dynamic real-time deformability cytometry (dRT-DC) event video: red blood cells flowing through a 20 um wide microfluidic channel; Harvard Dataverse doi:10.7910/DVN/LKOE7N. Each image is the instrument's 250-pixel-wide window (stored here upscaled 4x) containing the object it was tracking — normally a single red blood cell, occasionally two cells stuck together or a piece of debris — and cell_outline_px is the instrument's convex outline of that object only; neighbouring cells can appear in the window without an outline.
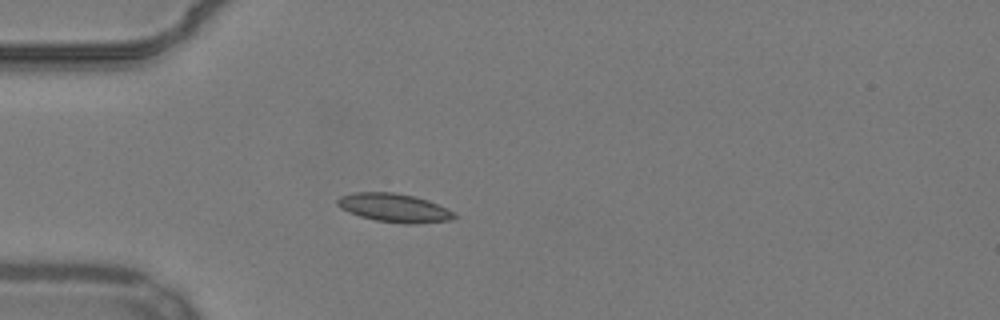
{"species": "common noctule bat (a hibernating species)", "species_latin": "Nyctalus noctula", "temperature_condition": "warm", "stored_images_in_passage": 39, "camera_frame_rate_fps": 3000, "um_per_image_px": 0.085, "animal": {"sex": "male", "body_mass_g": 19.2, "forearm_length_mm": 51.8}, "frame": {"image": 1, "passage_image": 1, "time_ms": 0.0, "image_size_px": [1000, 320], "cell_outline_px": [[456, 216], [452, 220], [412, 224], [404, 224], [376, 220], [360, 216], [348, 212], [340, 208], [336, 204], [336, 200], [340, 196], [356, 192], [396, 192], [416, 196], [428, 200], [448, 208], [456, 212]], "centroid_in_image_um": [33.53, 17.66], "position_along_channel_um": 51.5, "area_um2": 19.71}}
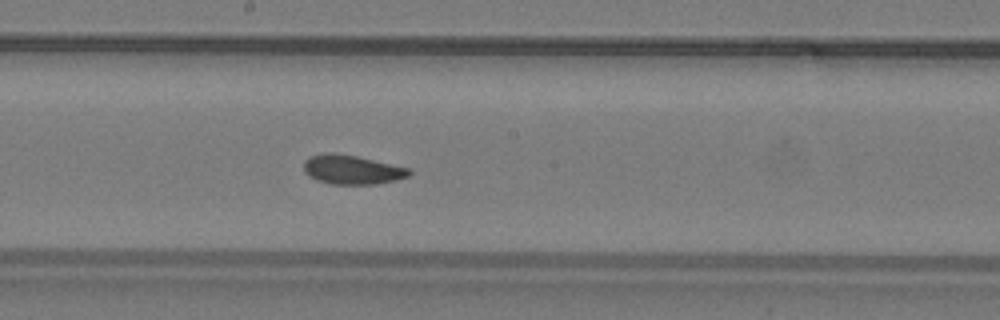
{"frame": {"image": 2, "passage_image": 15, "time_ms": 4.667, "image_size_px": [1000, 320], "cell_outline_px": [[412, 172], [408, 176], [396, 180], [376, 184], [332, 184], [316, 180], [308, 176], [304, 172], [304, 160], [308, 156], [324, 152], [332, 152], [356, 156], [408, 168]], "centroid_in_image_um": [29.85, 14.41], "position_along_channel_um": 218.3, "area_um2": 17.98}}
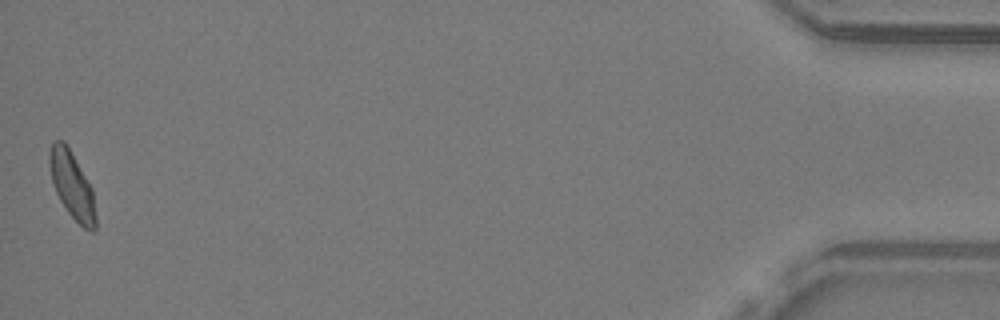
{"frame": {"image": 3, "passage_image": 39, "time_ms": 12.667, "image_size_px": [1000, 320], "cell_outline_px": [[96, 228], [92, 232], [84, 228], [68, 212], [60, 200], [56, 192], [52, 180], [48, 164], [48, 156], [52, 140], [64, 140], [92, 188], [96, 216]], "centroid_in_image_um": [6.11, 15.73], "position_along_channel_um": 429.1, "area_um2": 17.86}, "authors_computed_cell_mechanics": {"area_um2": 17.8602, "velocity_mm_per_s": 3.8257, "shape_relaxation_time_tau1_ms": 10.415, "shape_relaxation_time_tau2_ms": 1.9023, "deformation_change_tau1": 0.172, "deformation_change_tau2": 0.0646}}